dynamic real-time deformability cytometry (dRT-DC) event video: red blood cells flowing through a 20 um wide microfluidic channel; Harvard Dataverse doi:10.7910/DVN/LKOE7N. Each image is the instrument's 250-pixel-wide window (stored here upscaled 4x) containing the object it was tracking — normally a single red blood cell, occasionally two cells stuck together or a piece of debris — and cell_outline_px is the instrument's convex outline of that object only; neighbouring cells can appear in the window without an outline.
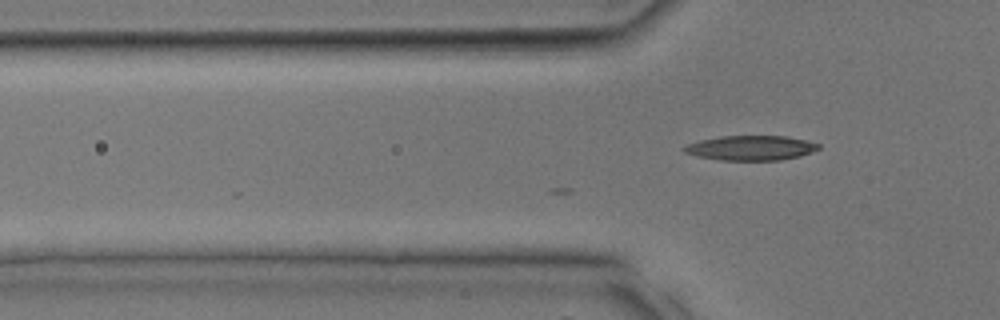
{"species": "common noctule bat (a hibernating species)", "species_latin": "Nyctalus noctula", "temperature_condition": "room temperature", "stored_images_in_passage": 24, "camera_frame_rate_fps": 3000, "um_per_image_px": 0.085, "animal": {"sex": "male", "body_mass_g": 17.9, "forearm_length_mm": 54.2}, "frame": {"image": 1, "passage_image": 2, "time_ms": 0.333, "image_size_px": [1000, 320], "cell_outline_px": [[820, 148], [800, 156], [780, 160], [720, 160], [696, 156], [684, 152], [680, 148], [688, 144], [700, 140], [720, 136], [784, 136], [804, 140], [820, 144]], "centroid_in_image_um": [63.78, 12.57], "position_along_channel_um": 62.0, "area_um2": 19.31}}
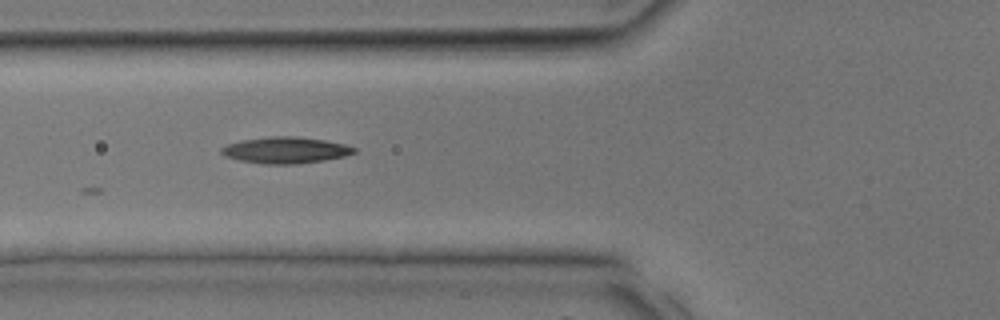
{"frame": {"image": 2, "passage_image": 4, "time_ms": 1.0, "image_size_px": [1000, 320], "cell_outline_px": [[356, 152], [344, 156], [324, 160], [292, 164], [264, 164], [240, 160], [224, 156], [220, 152], [220, 148], [228, 144], [240, 140], [272, 136], [296, 136], [324, 140], [344, 144], [356, 148]], "centroid_in_image_um": [24.24, 12.76], "position_along_channel_um": 101.6, "area_um2": 20.29}}
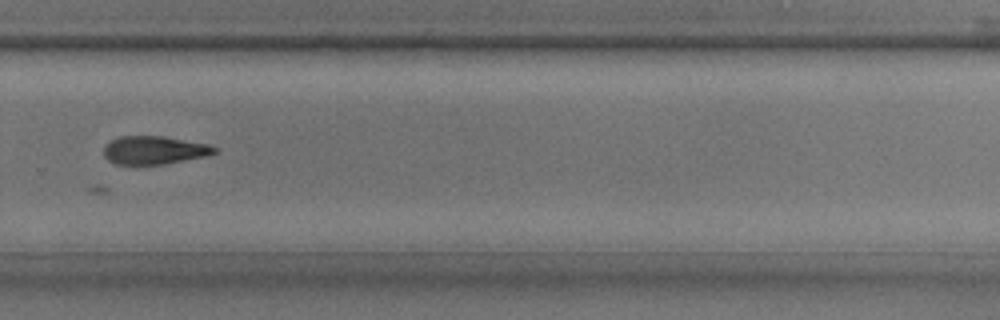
{"frame": {"image": 3, "passage_image": 14, "time_ms": 4.333, "image_size_px": [1000, 320], "cell_outline_px": [[220, 148], [216, 152], [208, 156], [164, 164], [116, 164], [108, 160], [104, 156], [104, 144], [120, 136], [164, 136], [208, 144]], "centroid_in_image_um": [13.14, 12.76], "position_along_channel_um": 316.7, "area_um2": 18.32}}